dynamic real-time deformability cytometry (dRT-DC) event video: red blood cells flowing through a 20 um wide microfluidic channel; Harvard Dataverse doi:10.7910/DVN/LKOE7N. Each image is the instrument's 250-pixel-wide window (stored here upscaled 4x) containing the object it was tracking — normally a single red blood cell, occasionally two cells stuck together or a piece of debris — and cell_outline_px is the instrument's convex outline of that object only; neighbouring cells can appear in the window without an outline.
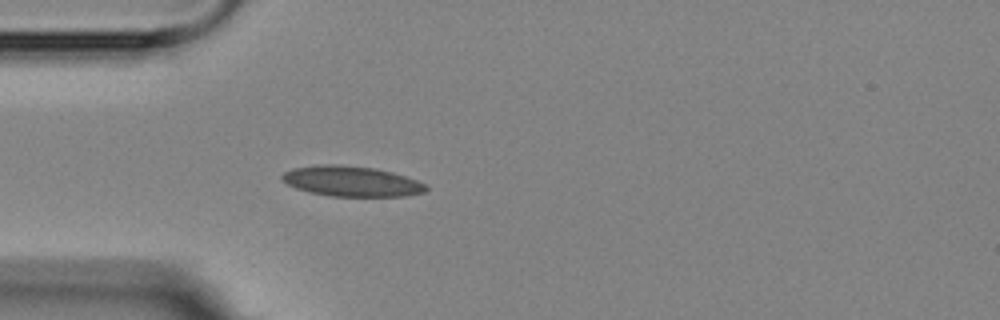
{"species": "Egyptian fruit bat (a non-hibernating species)", "species_latin": "Rousettus aegyptiacus", "temperature_condition": "room temperature", "stored_images_in_passage": 1, "camera_frame_rate_fps": 3000, "um_per_image_px": 0.085, "animal": {"sex": "female"}, "frame": {"image": 1, "passage_image": 1, "time_ms": 0.0, "image_size_px": [1000, 320], "cell_outline_px": [[428, 188], [424, 192], [404, 196], [332, 196], [308, 192], [296, 188], [280, 180], [280, 176], [284, 172], [292, 168], [316, 164], [340, 164], [372, 168], [392, 172], [416, 180], [424, 184]], "centroid_in_image_um": [29.81, 15.4], "position_along_channel_um": 55.2, "area_um2": 25.43}}